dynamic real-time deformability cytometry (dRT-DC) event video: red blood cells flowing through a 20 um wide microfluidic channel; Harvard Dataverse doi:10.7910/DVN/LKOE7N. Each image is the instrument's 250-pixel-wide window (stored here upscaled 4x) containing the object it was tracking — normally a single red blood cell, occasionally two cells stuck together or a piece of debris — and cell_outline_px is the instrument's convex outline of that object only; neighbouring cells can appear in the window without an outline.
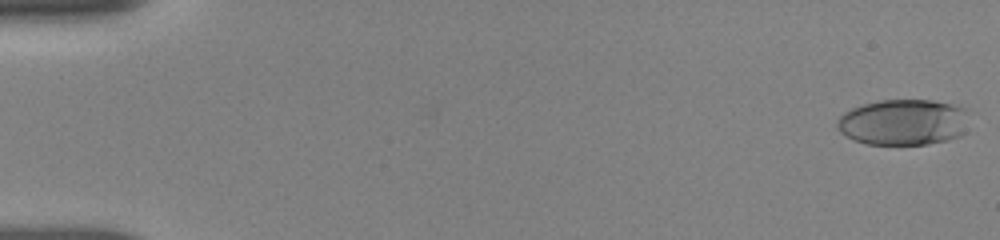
{"species": "human", "species_latin": "Homo sapiens", "temperature_condition": "room temperature", "stored_images_in_passage": 16, "camera_frame_rate_fps": 3000, "um_per_image_px": 0.085, "donor": {"sex": "female"}, "frame": {"image": 1, "passage_image": 1, "time_ms": 0.0, "image_size_px": [1000, 240], "cell_outline_px": [[968, 108], [964, 132], [960, 136], [948, 140], [928, 144], [864, 144], [852, 140], [840, 132], [836, 128], [836, 120], [844, 112], [852, 108], [864, 104], [880, 100], [936, 100]], "centroid_in_image_um": [76.77, 10.38], "position_along_channel_um": 8.2, "area_um2": 35.72}}
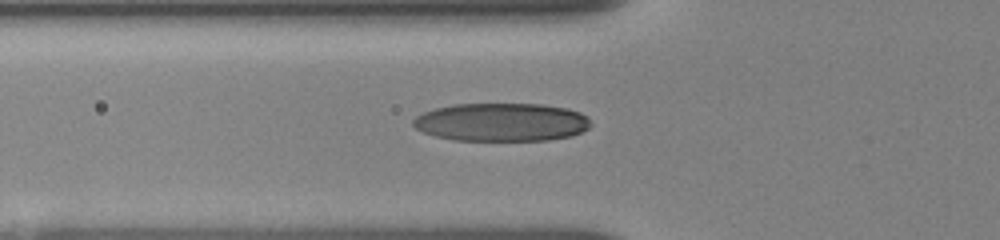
{"frame": {"image": 2, "passage_image": 14, "time_ms": 6.0, "image_size_px": [1000, 240], "cell_outline_px": [[592, 124], [588, 128], [572, 136], [548, 140], [456, 140], [436, 136], [424, 132], [416, 128], [412, 124], [412, 120], [416, 116], [424, 112], [436, 108], [456, 104], [540, 104], [568, 108], [580, 112], [588, 116]], "centroid_in_image_um": [42.66, 10.38], "position_along_channel_um": 83.1, "area_um2": 39.59}}
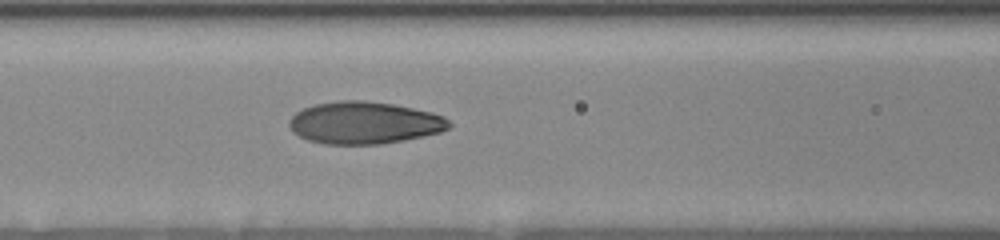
{"frame": {"image": 3, "passage_image": 16, "time_ms": 7.333, "image_size_px": [1000, 240], "cell_outline_px": [[452, 124], [448, 128], [440, 132], [424, 136], [404, 140], [380, 144], [324, 144], [308, 140], [292, 132], [288, 124], [288, 120], [296, 112], [304, 108], [316, 104], [340, 100], [364, 100], [392, 104], [432, 112], [444, 116]], "centroid_in_image_um": [30.96, 10.44], "position_along_channel_um": 135.6, "area_um2": 39.36}}